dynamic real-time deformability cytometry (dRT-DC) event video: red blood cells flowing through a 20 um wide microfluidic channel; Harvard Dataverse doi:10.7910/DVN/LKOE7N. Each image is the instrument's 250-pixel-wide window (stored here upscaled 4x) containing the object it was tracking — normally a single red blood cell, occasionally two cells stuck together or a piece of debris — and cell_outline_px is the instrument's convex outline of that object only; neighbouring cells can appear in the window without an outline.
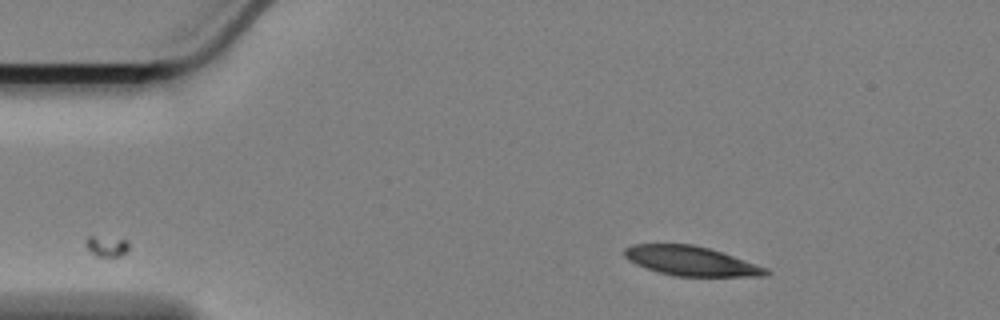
{"species": "Egyptian fruit bat (a non-hibernating species)", "species_latin": "Rousettus aegyptiacus", "temperature_condition": "cold", "stored_images_in_passage": 11, "camera_frame_rate_fps": 3000, "um_per_image_px": 0.085, "animal": {"sex": "female"}, "frame": {"image": 1, "passage_image": 1, "time_ms": 0.0, "image_size_px": [1000, 320], "cell_outline_px": [[772, 272], [768, 276], [676, 276], [660, 272], [636, 264], [628, 260], [624, 256], [624, 248], [632, 244], [692, 244], [708, 248], [768, 268]], "centroid_in_image_um": [58.74, 22.18], "position_along_channel_um": 26.3, "area_um2": 24.04}}
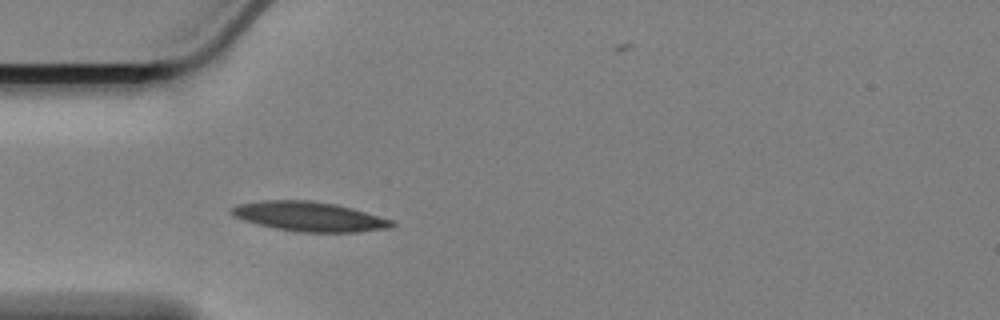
{"frame": {"image": 2, "passage_image": 9, "time_ms": 2.667, "image_size_px": [1000, 320], "cell_outline_px": [[396, 224], [392, 228], [356, 232], [296, 232], [276, 228], [244, 220], [232, 216], [232, 208], [240, 204], [264, 200], [308, 200], [336, 204], [352, 208], [396, 220]], "centroid_in_image_um": [26.38, 18.41], "position_along_channel_um": 58.6, "area_um2": 27.63}}